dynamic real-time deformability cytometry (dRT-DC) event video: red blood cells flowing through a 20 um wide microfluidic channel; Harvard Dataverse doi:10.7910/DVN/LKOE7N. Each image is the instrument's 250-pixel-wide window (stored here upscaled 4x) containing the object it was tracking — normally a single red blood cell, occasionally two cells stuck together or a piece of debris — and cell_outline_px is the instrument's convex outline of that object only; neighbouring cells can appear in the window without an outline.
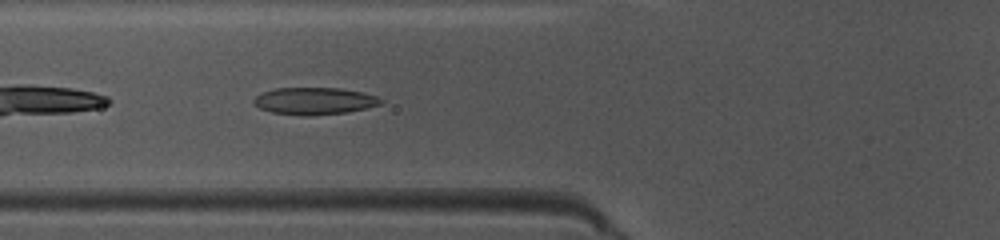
{"species": "common noctule bat (a hibernating species)", "species_latin": "Nyctalus noctula", "temperature_condition": "warm", "stored_images_in_passage": 35, "camera_frame_rate_fps": 3000, "um_per_image_px": 0.085, "animal": {"sex": "female", "body_mass_g": 10.0, "forearm_length_mm": 53.1}, "frame": {"image": 1, "passage_image": 4, "time_ms": 1.0, "image_size_px": [1000, 240], "cell_outline_px": [[384, 100], [380, 104], [348, 112], [312, 116], [304, 116], [272, 112], [260, 108], [252, 100], [256, 96], [264, 92], [276, 88], [340, 88], [364, 92], [376, 96]], "centroid_in_image_um": [26.74, 8.58], "position_along_channel_um": 99.1, "area_um2": 20.0}}
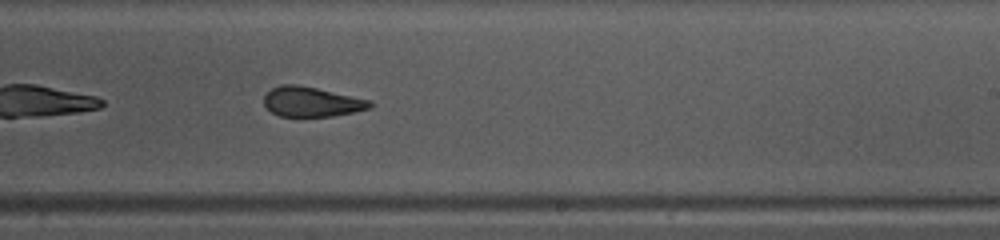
{"frame": {"image": 2, "passage_image": 16, "time_ms": 5.0, "image_size_px": [1000, 240], "cell_outline_px": [[372, 108], [332, 116], [280, 116], [272, 112], [264, 104], [264, 96], [272, 88], [280, 84], [296, 84], [316, 88], [372, 100]], "centroid_in_image_um": [26.49, 8.64], "position_along_channel_um": 262.5, "area_um2": 18.32}}
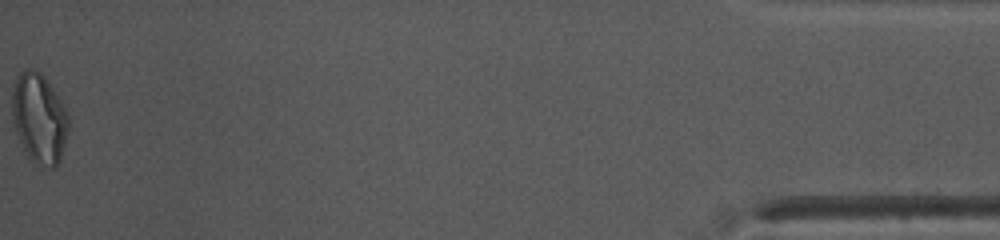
{"frame": {"image": 3, "passage_image": 35, "time_ms": 11.333, "image_size_px": [1000, 240], "cell_outline_px": [[68, 132], [60, 160], [56, 168], [40, 168], [24, 152], [12, 120], [12, 92], [16, 76], [20, 72], [28, 68], [32, 68], [40, 72], [44, 76], [60, 100], [68, 116]], "centroid_in_image_um": [3.32, 10.09], "position_along_channel_um": 431.9, "area_um2": 29.71}, "authors_computed_cell_mechanics": {"area_um2": 19.8832, "velocity_mm_per_s": 4.0664, "shape_relaxation_time_tau1_ms": null, "shape_relaxation_time_tau2_ms": 1.6858, "deformation_change_tau1": null, "deformation_change_tau2": 0.0891}}